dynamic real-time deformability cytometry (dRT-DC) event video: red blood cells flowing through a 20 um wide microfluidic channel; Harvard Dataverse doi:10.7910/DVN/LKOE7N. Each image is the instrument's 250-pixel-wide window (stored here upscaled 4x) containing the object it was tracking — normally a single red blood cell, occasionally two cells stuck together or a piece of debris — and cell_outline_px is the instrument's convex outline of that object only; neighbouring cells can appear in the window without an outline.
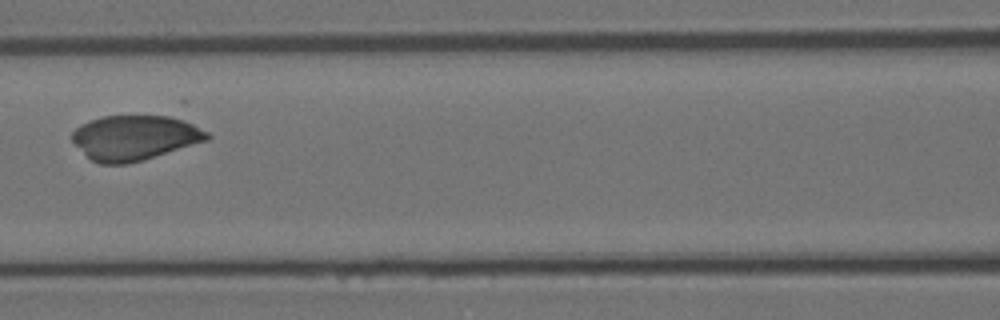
{"species": "Egyptian fruit bat (a non-hibernating species)", "species_latin": "Rousettus aegyptiacus", "temperature_condition": "room temperature", "stored_images_in_passage": 7, "camera_frame_rate_fps": 3000, "um_per_image_px": 0.085, "animal": {"sex": "female"}, "frame": {"image": 1, "passage_image": 3, "time_ms": 0.667, "image_size_px": [1000, 320], "cell_outline_px": [[212, 136], [208, 140], [144, 160], [124, 164], [100, 164], [92, 160], [72, 140], [72, 132], [80, 124], [104, 116], [168, 116], [184, 120], [208, 132]], "centroid_in_image_um": [11.47, 11.71], "position_along_channel_um": 155.1, "area_um2": 35.03}}
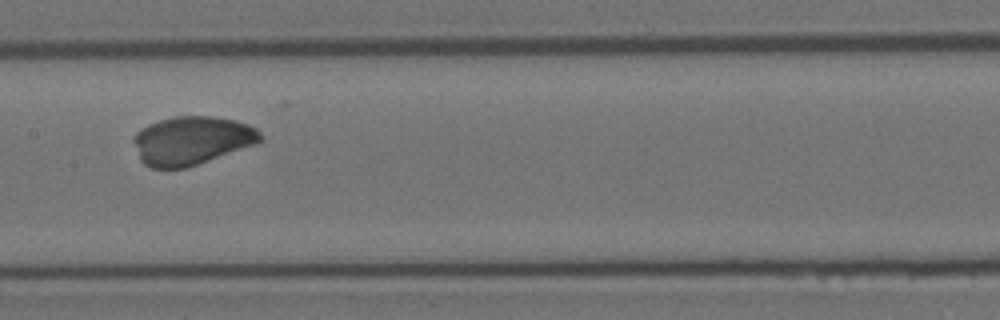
{"frame": {"image": 2, "passage_image": 4, "time_ms": 1.0, "image_size_px": [1000, 320], "cell_outline_px": [[264, 140], [256, 144], [184, 168], [152, 168], [144, 164], [140, 160], [132, 140], [136, 132], [140, 128], [148, 124], [160, 120], [176, 116], [212, 116], [236, 120], [248, 124], [256, 128], [264, 136]], "centroid_in_image_um": [16.3, 11.93], "position_along_channel_um": 191.1, "area_um2": 35.84}}
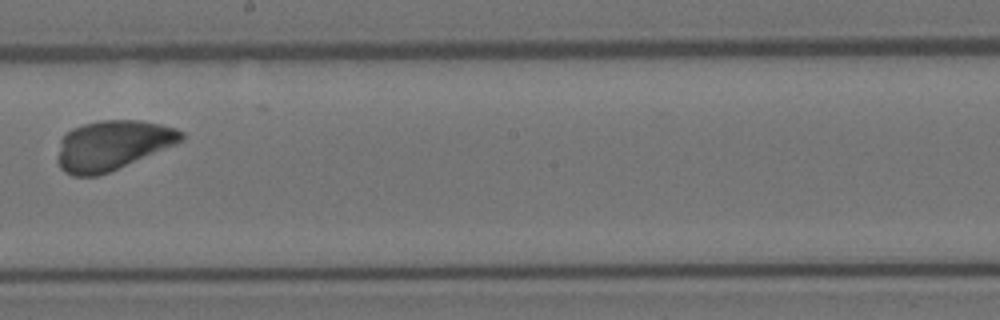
{"frame": {"image": 3, "passage_image": 5, "time_ms": 1.333, "image_size_px": [1000, 320], "cell_outline_px": [[184, 140], [176, 144], [108, 172], [96, 176], [72, 176], [64, 172], [60, 168], [56, 160], [60, 140], [72, 128], [84, 124], [100, 120], [140, 120], [160, 124], [176, 128], [184, 132]], "centroid_in_image_um": [9.54, 12.34], "position_along_channel_um": 238.7, "area_um2": 35.78}}